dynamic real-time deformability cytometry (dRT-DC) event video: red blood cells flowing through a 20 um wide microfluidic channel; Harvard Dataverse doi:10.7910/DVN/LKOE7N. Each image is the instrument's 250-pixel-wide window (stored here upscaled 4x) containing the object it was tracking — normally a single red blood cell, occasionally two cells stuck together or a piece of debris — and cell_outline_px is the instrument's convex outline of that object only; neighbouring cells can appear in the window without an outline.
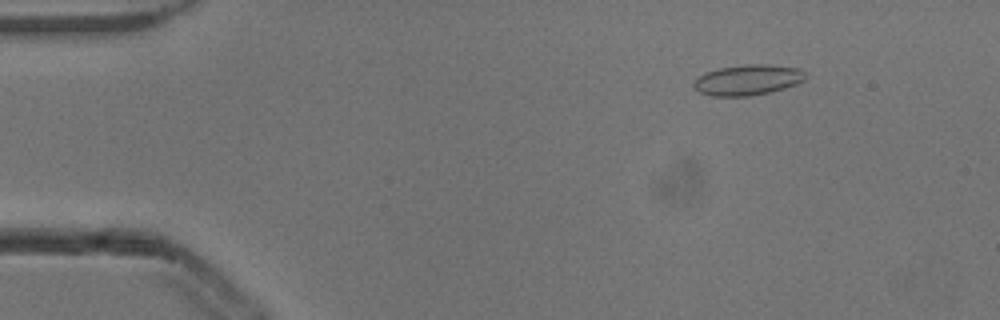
{"species": "common noctule bat (a hibernating species)", "species_latin": "Nyctalus noctula", "temperature_condition": "cold", "stored_images_in_passage": 53, "camera_frame_rate_fps": 3000, "um_per_image_px": 0.085, "animal": {"sex": "male", "body_mass_g": 13.3}, "frame": {"image": 1, "passage_image": 7, "time_ms": 2.0, "image_size_px": [1000, 320], "cell_outline_px": [[808, 76], [804, 80], [796, 84], [784, 88], [768, 92], [748, 96], [712, 96], [700, 92], [692, 84], [704, 72], [720, 68], [748, 64], [768, 64], [796, 68], [804, 72]], "centroid_in_image_um": [63.57, 6.79], "position_along_channel_um": 21.4, "area_um2": 19.65}}
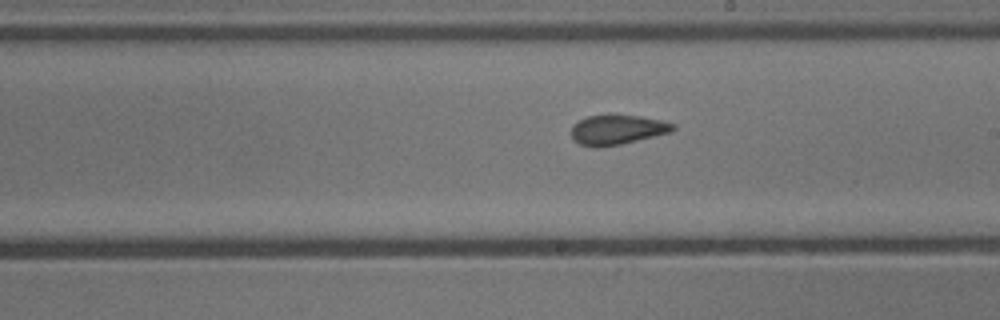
{"frame": {"image": 2, "passage_image": 30, "time_ms": 9.667, "image_size_px": [1000, 320], "cell_outline_px": [[676, 128], [668, 132], [620, 144], [596, 148], [580, 144], [572, 136], [572, 124], [588, 116], [640, 116], [664, 120], [676, 124]], "centroid_in_image_um": [52.47, 11.03], "position_along_channel_um": 236.5, "area_um2": 17.17}}
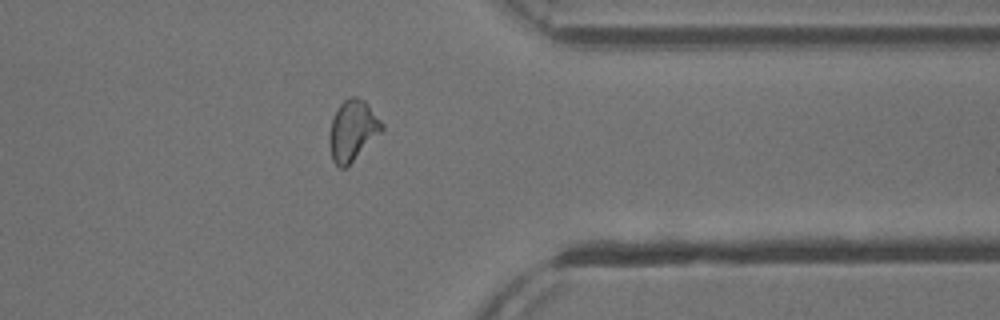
{"frame": {"image": 3, "passage_image": 42, "time_ms": 13.667, "image_size_px": [1000, 320], "cell_outline_px": [[384, 128], [344, 168], [340, 168], [332, 160], [328, 144], [328, 136], [332, 120], [340, 104], [348, 96], [356, 96], [364, 100], [368, 104], [384, 124]], "centroid_in_image_um": [29.94, 11.05], "position_along_channel_um": 381.5, "area_um2": 18.21}, "authors_computed_cell_mechanics": {"area_um2": 17.9758, "velocity_mm_per_s": 3.8728, "shape_relaxation_time_tau1_ms": 4.5354, "shape_relaxation_time_tau2_ms": 1.8576, "deformation_change_tau1": 0.1146, "deformation_change_tau2": 0.0842}}